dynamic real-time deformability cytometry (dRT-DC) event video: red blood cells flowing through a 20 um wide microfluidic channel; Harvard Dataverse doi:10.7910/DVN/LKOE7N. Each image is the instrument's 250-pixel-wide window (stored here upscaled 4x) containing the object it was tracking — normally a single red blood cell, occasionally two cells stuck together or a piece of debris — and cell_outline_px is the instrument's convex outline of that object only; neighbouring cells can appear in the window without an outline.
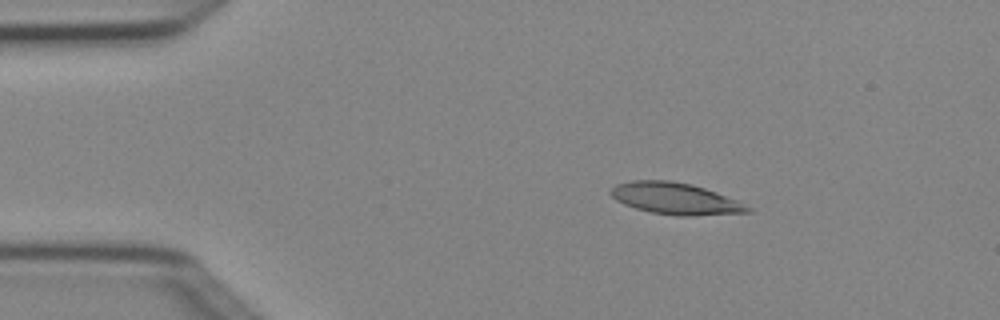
{"species": "Egyptian fruit bat (a non-hibernating species)", "species_latin": "Rousettus aegyptiacus", "temperature_condition": "cold", "stored_images_in_passage": 2, "camera_frame_rate_fps": 3000, "um_per_image_px": 0.085, "animal": {"sex": "female"}, "frame": {"image": 1, "passage_image": 1, "time_ms": 0.0, "image_size_px": [1000, 320], "cell_outline_px": [[752, 212], [688, 216], [676, 216], [652, 212], [636, 208], [624, 204], [616, 200], [608, 192], [616, 184], [632, 180], [672, 180], [692, 184], [716, 192], [736, 200], [752, 208]], "centroid_in_image_um": [57.39, 16.87], "position_along_channel_um": 27.6, "area_um2": 25.2}}